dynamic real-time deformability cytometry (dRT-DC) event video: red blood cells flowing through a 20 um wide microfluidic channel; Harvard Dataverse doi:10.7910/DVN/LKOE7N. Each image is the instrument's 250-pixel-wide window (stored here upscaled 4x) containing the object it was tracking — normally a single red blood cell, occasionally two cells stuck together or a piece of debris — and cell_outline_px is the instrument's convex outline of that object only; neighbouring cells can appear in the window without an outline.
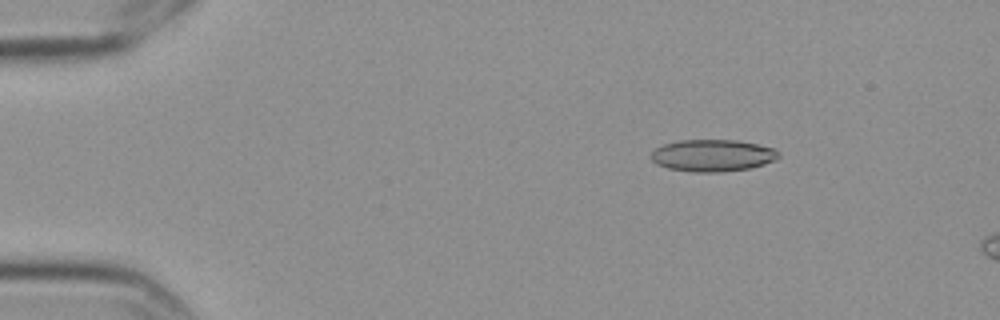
{"species": "Egyptian fruit bat (a non-hibernating species)", "species_latin": "Rousettus aegyptiacus", "temperature_condition": "cold", "stored_images_in_passage": 5, "camera_frame_rate_fps": 3000, "um_per_image_px": 0.085, "frame": {"image": 1, "passage_image": 3, "time_ms": 0.667, "image_size_px": [1000, 320], "cell_outline_px": [[780, 156], [776, 160], [764, 164], [748, 168], [720, 172], [696, 172], [668, 168], [656, 164], [652, 160], [652, 152], [656, 148], [664, 144], [680, 140], [736, 140], [776, 148], [780, 152]], "centroid_in_image_um": [60.6, 13.21], "position_along_channel_um": 24.4, "area_um2": 23.7}}